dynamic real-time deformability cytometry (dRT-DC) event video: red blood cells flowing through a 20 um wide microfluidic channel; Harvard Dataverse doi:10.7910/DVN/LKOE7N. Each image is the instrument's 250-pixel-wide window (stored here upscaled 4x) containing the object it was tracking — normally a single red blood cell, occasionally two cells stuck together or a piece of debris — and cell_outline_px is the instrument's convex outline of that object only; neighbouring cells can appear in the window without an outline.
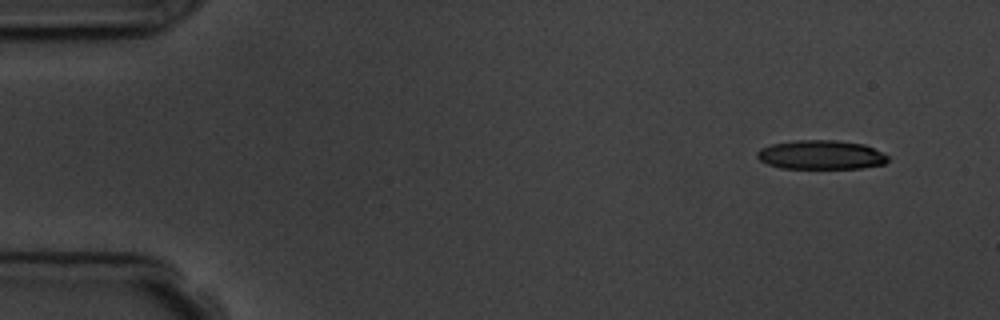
{"species": "common noctule bat (a hibernating species)", "species_latin": "Nyctalus noctula", "temperature_condition": "room temperature", "stored_images_in_passage": 5, "camera_frame_rate_fps": 3000, "um_per_image_px": 0.085, "animal": {"sex": "male", "body_mass_g": 19.5, "forearm_length_mm": 54.6}, "frame": {"image": 1, "passage_image": 1, "time_ms": 0.0, "image_size_px": [1000, 320], "cell_outline_px": [[888, 160], [884, 164], [860, 168], [780, 168], [768, 164], [760, 160], [756, 156], [756, 152], [760, 148], [772, 144], [796, 140], [836, 140], [864, 144], [888, 156]], "centroid_in_image_um": [69.75, 13.16], "position_along_channel_um": 15.2, "area_um2": 22.08}}
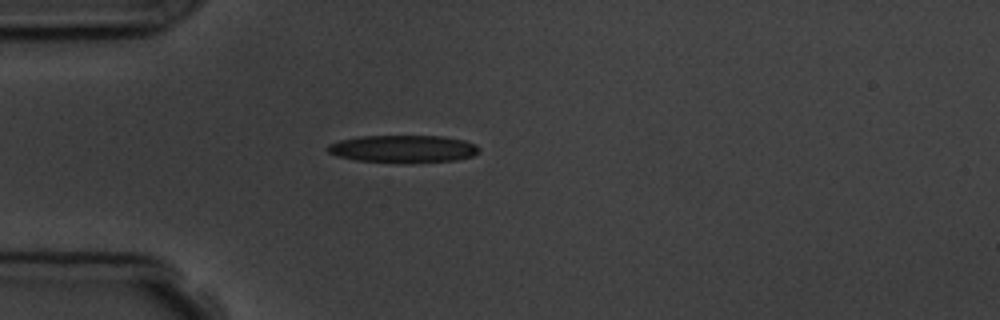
{"frame": {"image": 2, "passage_image": 4, "time_ms": 3.667, "image_size_px": [1000, 320], "cell_outline_px": [[480, 152], [472, 156], [456, 160], [404, 164], [356, 160], [336, 156], [328, 152], [324, 148], [328, 144], [340, 140], [360, 136], [440, 136], [464, 140], [476, 144], [480, 148]], "centroid_in_image_um": [34.26, 12.67], "position_along_channel_um": 50.7, "area_um2": 24.74}}